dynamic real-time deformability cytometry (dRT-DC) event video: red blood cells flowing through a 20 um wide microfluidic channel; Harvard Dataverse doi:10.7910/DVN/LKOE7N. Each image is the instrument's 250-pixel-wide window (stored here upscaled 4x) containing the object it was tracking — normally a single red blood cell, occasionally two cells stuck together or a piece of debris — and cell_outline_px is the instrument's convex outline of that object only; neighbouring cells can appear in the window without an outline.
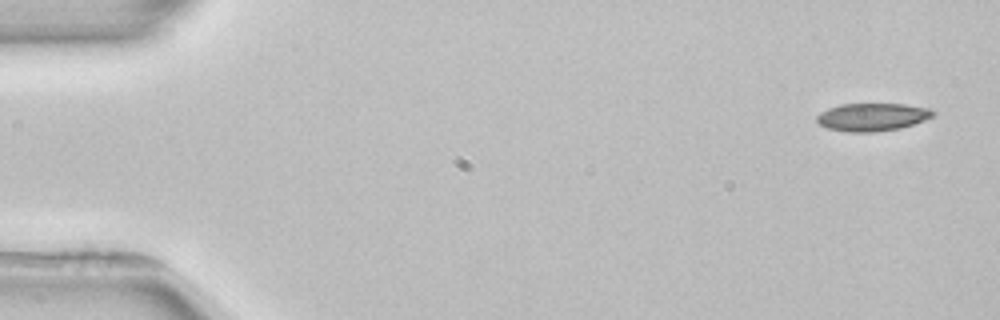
{"species": "common noctule bat (a hibernating species)", "species_latin": "Nyctalus noctula", "temperature_condition": "room temperature", "stored_images_in_passage": 3, "camera_frame_rate_fps": 3000, "um_per_image_px": 0.085, "animal": {"sex": "female", "body_mass_g": 22.7, "forearm_length_mm": 54.2}, "frame": {"image": 1, "passage_image": 1, "time_ms": 0.0, "image_size_px": [1000, 320], "cell_outline_px": [[936, 112], [932, 116], [924, 120], [900, 128], [872, 132], [848, 132], [828, 128], [820, 124], [816, 120], [816, 116], [820, 112], [828, 108], [840, 104], [904, 104], [928, 108]], "centroid_in_image_um": [74.11, 9.94], "position_along_channel_um": 10.9, "area_um2": 18.73}}